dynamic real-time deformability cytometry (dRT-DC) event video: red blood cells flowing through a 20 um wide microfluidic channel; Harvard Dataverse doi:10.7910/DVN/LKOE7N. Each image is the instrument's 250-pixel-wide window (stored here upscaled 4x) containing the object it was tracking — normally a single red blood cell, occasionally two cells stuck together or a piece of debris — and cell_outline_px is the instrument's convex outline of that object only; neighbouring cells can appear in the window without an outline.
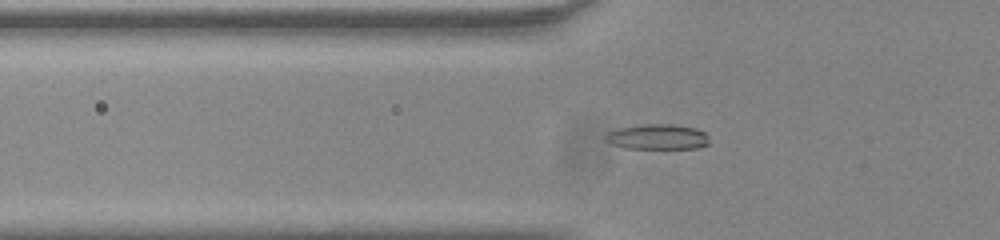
{"species": "common noctule bat (a hibernating species)", "species_latin": "Nyctalus noctula", "temperature_condition": "room temperature", "stored_images_in_passage": 46, "camera_frame_rate_fps": 3000, "um_per_image_px": 0.085, "animal": {"sex": "male", "body_mass_g": 20.0, "forearm_length_mm": 53.3}, "frame": {"image": 1, "passage_image": 15, "time_ms": 4.667, "image_size_px": [1000, 240], "cell_outline_px": [[708, 144], [696, 148], [624, 148], [612, 144], [604, 140], [604, 136], [608, 132], [620, 128], [644, 124], [672, 124], [696, 128], [704, 132], [708, 136]], "centroid_in_image_um": [55.88, 11.63], "position_along_channel_um": 69.9, "area_um2": 15.2}}
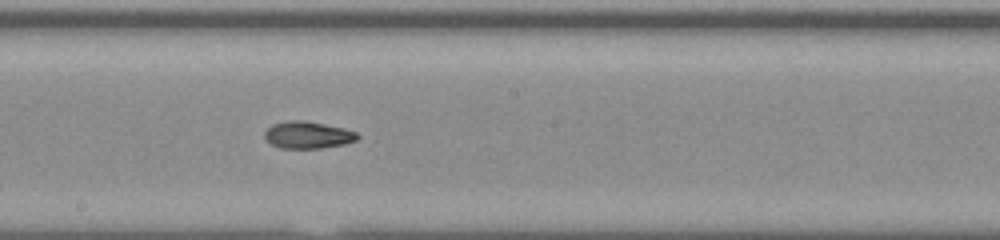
{"frame": {"image": 2, "passage_image": 27, "time_ms": 8.667, "image_size_px": [1000, 240], "cell_outline_px": [[360, 136], [356, 140], [344, 144], [320, 148], [280, 148], [272, 144], [264, 136], [264, 132], [272, 124], [292, 120], [300, 120], [324, 124], [344, 128], [356, 132]], "centroid_in_image_um": [26.17, 11.47], "position_along_channel_um": 222.0, "area_um2": 14.45}}
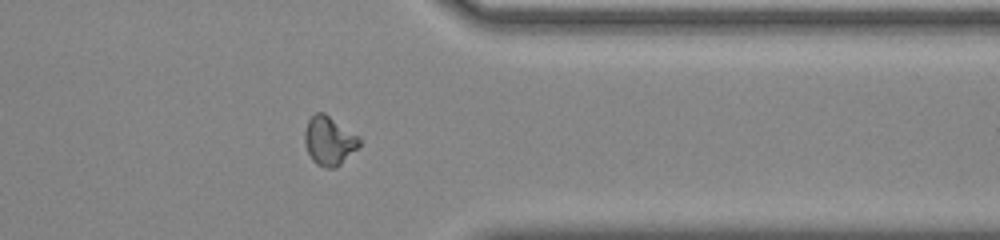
{"frame": {"image": 3, "passage_image": 40, "time_ms": 13.0, "image_size_px": [1000, 240], "cell_outline_px": [[360, 144], [340, 164], [332, 168], [324, 168], [316, 164], [312, 160], [308, 152], [304, 140], [304, 132], [308, 120], [316, 112], [324, 112], [356, 136], [360, 140]], "centroid_in_image_um": [27.92, 11.97], "position_along_channel_um": 383.5, "area_um2": 15.09}}